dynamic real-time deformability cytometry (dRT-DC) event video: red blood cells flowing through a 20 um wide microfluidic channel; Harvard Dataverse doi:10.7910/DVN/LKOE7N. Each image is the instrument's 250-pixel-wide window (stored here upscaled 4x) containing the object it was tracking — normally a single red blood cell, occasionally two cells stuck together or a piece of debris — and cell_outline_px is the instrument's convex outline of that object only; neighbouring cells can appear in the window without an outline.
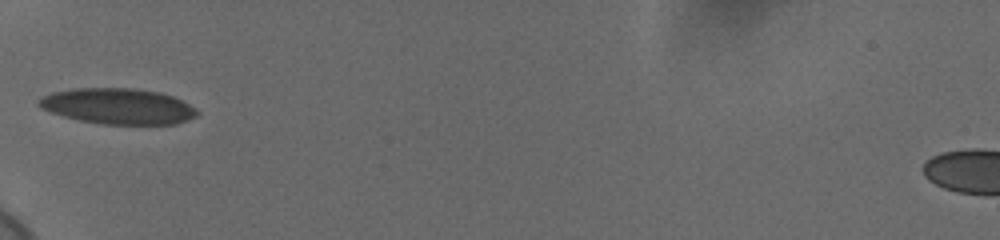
{"species": "human", "species_latin": "Homo sapiens", "temperature_condition": "cold", "stored_images_in_passage": 36, "camera_frame_rate_fps": 3000, "um_per_image_px": 0.085, "donor": {"sex": "female"}, "frame": {"image": 1, "passage_image": 1, "time_ms": 0.0, "image_size_px": [1000, 240], "cell_outline_px": [[200, 112], [196, 116], [188, 120], [176, 124], [100, 124], [80, 120], [64, 116], [40, 108], [36, 104], [36, 100], [52, 92], [76, 88], [132, 88], [160, 92], [172, 96], [196, 108]], "centroid_in_image_um": [10.03, 9.03], "position_along_channel_um": 75.0, "area_um2": 33.0}}
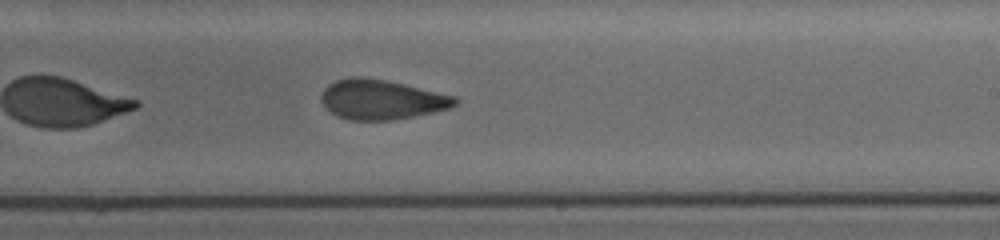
{"frame": {"image": 2, "passage_image": 16, "time_ms": 5.0, "image_size_px": [1000, 240], "cell_outline_px": [[460, 100], [456, 104], [448, 108], [432, 112], [392, 120], [352, 120], [340, 116], [332, 112], [320, 100], [320, 96], [324, 88], [328, 84], [336, 80], [352, 76], [360, 76], [388, 80], [456, 96]], "centroid_in_image_um": [32.43, 8.44], "position_along_channel_um": 256.6, "area_um2": 30.87}}
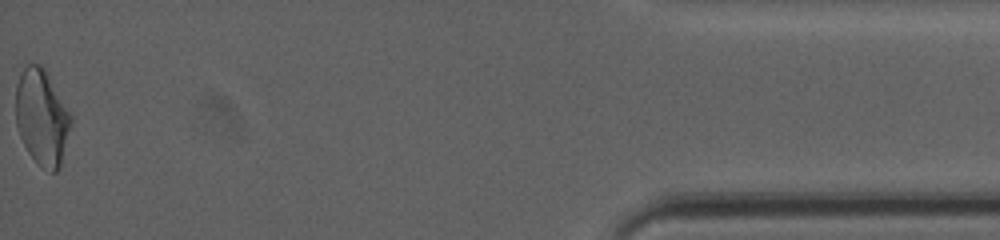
{"frame": {"image": 3, "passage_image": 36, "time_ms": 11.667, "image_size_px": [1000, 240], "cell_outline_px": [[72, 124], [60, 164], [56, 172], [52, 172], [36, 164], [28, 152], [20, 136], [16, 124], [16, 84], [20, 72], [28, 64], [40, 64], [44, 68], [72, 116]], "centroid_in_image_um": [3.55, 9.97], "position_along_channel_um": 431.7, "area_um2": 30.69}, "authors_computed_cell_mechanics": {"area_um2": 31.0097, "velocity_mm_per_s": 3.692, "shape_relaxation_time_tau1_ms": 7.9089, "shape_relaxation_time_tau2_ms": 2.2704, "deformation_change_tau1": 0.1682, "deformation_change_tau2": 0.0891}}